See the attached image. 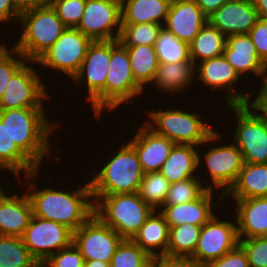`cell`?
<instances>
[{
    "instance_id": "obj_1",
    "label": "cell",
    "mask_w": 267,
    "mask_h": 267,
    "mask_svg": "<svg viewBox=\"0 0 267 267\" xmlns=\"http://www.w3.org/2000/svg\"><path fill=\"white\" fill-rule=\"evenodd\" d=\"M38 171L22 176L28 181L32 179L31 182L26 181L28 187L25 192L30 199L33 216L64 224L73 232L76 231L94 214L89 181L77 190L65 191L49 186L39 190L34 181Z\"/></svg>"
},
{
    "instance_id": "obj_2",
    "label": "cell",
    "mask_w": 267,
    "mask_h": 267,
    "mask_svg": "<svg viewBox=\"0 0 267 267\" xmlns=\"http://www.w3.org/2000/svg\"><path fill=\"white\" fill-rule=\"evenodd\" d=\"M44 110L45 108L0 110V119L6 123L10 138L39 169L52 147L49 137L59 127L58 121L47 120Z\"/></svg>"
},
{
    "instance_id": "obj_3",
    "label": "cell",
    "mask_w": 267,
    "mask_h": 267,
    "mask_svg": "<svg viewBox=\"0 0 267 267\" xmlns=\"http://www.w3.org/2000/svg\"><path fill=\"white\" fill-rule=\"evenodd\" d=\"M125 143L99 172L91 170L96 173L89 180L92 196L139 192L144 172L135 148L128 141Z\"/></svg>"
},
{
    "instance_id": "obj_4",
    "label": "cell",
    "mask_w": 267,
    "mask_h": 267,
    "mask_svg": "<svg viewBox=\"0 0 267 267\" xmlns=\"http://www.w3.org/2000/svg\"><path fill=\"white\" fill-rule=\"evenodd\" d=\"M149 118L144 123L156 134L167 137L175 144L203 146L221 140L222 136L212 129L198 113L167 108L162 111L147 112ZM202 119V120H201Z\"/></svg>"
},
{
    "instance_id": "obj_5",
    "label": "cell",
    "mask_w": 267,
    "mask_h": 267,
    "mask_svg": "<svg viewBox=\"0 0 267 267\" xmlns=\"http://www.w3.org/2000/svg\"><path fill=\"white\" fill-rule=\"evenodd\" d=\"M18 24L21 36L14 47L28 61H36L67 28L51 5L22 10Z\"/></svg>"
},
{
    "instance_id": "obj_6",
    "label": "cell",
    "mask_w": 267,
    "mask_h": 267,
    "mask_svg": "<svg viewBox=\"0 0 267 267\" xmlns=\"http://www.w3.org/2000/svg\"><path fill=\"white\" fill-rule=\"evenodd\" d=\"M94 214L123 239H132L154 209L139 192L92 196Z\"/></svg>"
},
{
    "instance_id": "obj_7",
    "label": "cell",
    "mask_w": 267,
    "mask_h": 267,
    "mask_svg": "<svg viewBox=\"0 0 267 267\" xmlns=\"http://www.w3.org/2000/svg\"><path fill=\"white\" fill-rule=\"evenodd\" d=\"M236 115L233 143L239 148L244 163L267 164V123L251 104L228 106Z\"/></svg>"
},
{
    "instance_id": "obj_8",
    "label": "cell",
    "mask_w": 267,
    "mask_h": 267,
    "mask_svg": "<svg viewBox=\"0 0 267 267\" xmlns=\"http://www.w3.org/2000/svg\"><path fill=\"white\" fill-rule=\"evenodd\" d=\"M111 60V40L93 41L87 50L80 69L71 79L87 85L86 99L91 103L95 119L101 118L105 110V83Z\"/></svg>"
},
{
    "instance_id": "obj_9",
    "label": "cell",
    "mask_w": 267,
    "mask_h": 267,
    "mask_svg": "<svg viewBox=\"0 0 267 267\" xmlns=\"http://www.w3.org/2000/svg\"><path fill=\"white\" fill-rule=\"evenodd\" d=\"M135 81L128 50L119 40H111V60L105 83V110H115L143 94Z\"/></svg>"
},
{
    "instance_id": "obj_10",
    "label": "cell",
    "mask_w": 267,
    "mask_h": 267,
    "mask_svg": "<svg viewBox=\"0 0 267 267\" xmlns=\"http://www.w3.org/2000/svg\"><path fill=\"white\" fill-rule=\"evenodd\" d=\"M93 41L76 28H66L62 35L35 61L67 75L68 79L80 69L89 45Z\"/></svg>"
},
{
    "instance_id": "obj_11",
    "label": "cell",
    "mask_w": 267,
    "mask_h": 267,
    "mask_svg": "<svg viewBox=\"0 0 267 267\" xmlns=\"http://www.w3.org/2000/svg\"><path fill=\"white\" fill-rule=\"evenodd\" d=\"M21 238L31 255L42 264L73 242V231L64 224L32 215Z\"/></svg>"
},
{
    "instance_id": "obj_12",
    "label": "cell",
    "mask_w": 267,
    "mask_h": 267,
    "mask_svg": "<svg viewBox=\"0 0 267 267\" xmlns=\"http://www.w3.org/2000/svg\"><path fill=\"white\" fill-rule=\"evenodd\" d=\"M28 63L36 62L27 60L13 74L0 100V110L45 107L43 101L48 100L49 94L41 81L43 78Z\"/></svg>"
},
{
    "instance_id": "obj_13",
    "label": "cell",
    "mask_w": 267,
    "mask_h": 267,
    "mask_svg": "<svg viewBox=\"0 0 267 267\" xmlns=\"http://www.w3.org/2000/svg\"><path fill=\"white\" fill-rule=\"evenodd\" d=\"M121 26V1L86 0L76 29L92 41H110L119 39Z\"/></svg>"
},
{
    "instance_id": "obj_14",
    "label": "cell",
    "mask_w": 267,
    "mask_h": 267,
    "mask_svg": "<svg viewBox=\"0 0 267 267\" xmlns=\"http://www.w3.org/2000/svg\"><path fill=\"white\" fill-rule=\"evenodd\" d=\"M122 240L113 228L95 214L73 232V244L82 254L84 261L98 259L111 262Z\"/></svg>"
},
{
    "instance_id": "obj_15",
    "label": "cell",
    "mask_w": 267,
    "mask_h": 267,
    "mask_svg": "<svg viewBox=\"0 0 267 267\" xmlns=\"http://www.w3.org/2000/svg\"><path fill=\"white\" fill-rule=\"evenodd\" d=\"M223 221L214 215L201 228L198 244L191 259L199 266L218 259L239 244L237 222ZM235 222V223H234Z\"/></svg>"
},
{
    "instance_id": "obj_16",
    "label": "cell",
    "mask_w": 267,
    "mask_h": 267,
    "mask_svg": "<svg viewBox=\"0 0 267 267\" xmlns=\"http://www.w3.org/2000/svg\"><path fill=\"white\" fill-rule=\"evenodd\" d=\"M195 72L199 73L195 76L200 79L202 85L210 86L211 91L227 88V95L224 97L226 105L250 103L252 96L249 92L235 90L241 76L223 55L199 62L195 65Z\"/></svg>"
},
{
    "instance_id": "obj_17",
    "label": "cell",
    "mask_w": 267,
    "mask_h": 267,
    "mask_svg": "<svg viewBox=\"0 0 267 267\" xmlns=\"http://www.w3.org/2000/svg\"><path fill=\"white\" fill-rule=\"evenodd\" d=\"M205 153L204 161L209 171V176L213 183L212 190L215 187L222 189L221 194H225L235 183L240 170L243 166L241 151L234 144L219 147L212 146Z\"/></svg>"
},
{
    "instance_id": "obj_18",
    "label": "cell",
    "mask_w": 267,
    "mask_h": 267,
    "mask_svg": "<svg viewBox=\"0 0 267 267\" xmlns=\"http://www.w3.org/2000/svg\"><path fill=\"white\" fill-rule=\"evenodd\" d=\"M258 20V12L252 0H228L207 17V22L226 37L248 34Z\"/></svg>"
},
{
    "instance_id": "obj_19",
    "label": "cell",
    "mask_w": 267,
    "mask_h": 267,
    "mask_svg": "<svg viewBox=\"0 0 267 267\" xmlns=\"http://www.w3.org/2000/svg\"><path fill=\"white\" fill-rule=\"evenodd\" d=\"M136 130L135 136L128 142L135 148L144 174L159 172L175 143L156 134L145 123Z\"/></svg>"
},
{
    "instance_id": "obj_20",
    "label": "cell",
    "mask_w": 267,
    "mask_h": 267,
    "mask_svg": "<svg viewBox=\"0 0 267 267\" xmlns=\"http://www.w3.org/2000/svg\"><path fill=\"white\" fill-rule=\"evenodd\" d=\"M214 194L212 189H207L198 199L176 205H163L159 211L165 217L169 227L187 223L203 226L215 215L212 209L217 208L224 201L221 194L213 205Z\"/></svg>"
},
{
    "instance_id": "obj_21",
    "label": "cell",
    "mask_w": 267,
    "mask_h": 267,
    "mask_svg": "<svg viewBox=\"0 0 267 267\" xmlns=\"http://www.w3.org/2000/svg\"><path fill=\"white\" fill-rule=\"evenodd\" d=\"M207 23L195 0H172L163 27L179 40L190 44Z\"/></svg>"
},
{
    "instance_id": "obj_22",
    "label": "cell",
    "mask_w": 267,
    "mask_h": 267,
    "mask_svg": "<svg viewBox=\"0 0 267 267\" xmlns=\"http://www.w3.org/2000/svg\"><path fill=\"white\" fill-rule=\"evenodd\" d=\"M223 56L240 76L252 73L261 78L262 83L267 76V65L259 58L248 34L227 36Z\"/></svg>"
},
{
    "instance_id": "obj_23",
    "label": "cell",
    "mask_w": 267,
    "mask_h": 267,
    "mask_svg": "<svg viewBox=\"0 0 267 267\" xmlns=\"http://www.w3.org/2000/svg\"><path fill=\"white\" fill-rule=\"evenodd\" d=\"M234 201L238 238L267 236V197L234 199Z\"/></svg>"
},
{
    "instance_id": "obj_24",
    "label": "cell",
    "mask_w": 267,
    "mask_h": 267,
    "mask_svg": "<svg viewBox=\"0 0 267 267\" xmlns=\"http://www.w3.org/2000/svg\"><path fill=\"white\" fill-rule=\"evenodd\" d=\"M32 205L26 192L0 194V235L22 236L32 217Z\"/></svg>"
},
{
    "instance_id": "obj_25",
    "label": "cell",
    "mask_w": 267,
    "mask_h": 267,
    "mask_svg": "<svg viewBox=\"0 0 267 267\" xmlns=\"http://www.w3.org/2000/svg\"><path fill=\"white\" fill-rule=\"evenodd\" d=\"M200 155L195 145L175 144L159 172L170 183L189 178H199L195 172L198 173L197 170L201 164L203 165V158Z\"/></svg>"
},
{
    "instance_id": "obj_26",
    "label": "cell",
    "mask_w": 267,
    "mask_h": 267,
    "mask_svg": "<svg viewBox=\"0 0 267 267\" xmlns=\"http://www.w3.org/2000/svg\"><path fill=\"white\" fill-rule=\"evenodd\" d=\"M131 240L151 257L167 256L169 226L163 214L154 210Z\"/></svg>"
},
{
    "instance_id": "obj_27",
    "label": "cell",
    "mask_w": 267,
    "mask_h": 267,
    "mask_svg": "<svg viewBox=\"0 0 267 267\" xmlns=\"http://www.w3.org/2000/svg\"><path fill=\"white\" fill-rule=\"evenodd\" d=\"M267 197V164L243 163L235 183L223 195L224 200Z\"/></svg>"
},
{
    "instance_id": "obj_28",
    "label": "cell",
    "mask_w": 267,
    "mask_h": 267,
    "mask_svg": "<svg viewBox=\"0 0 267 267\" xmlns=\"http://www.w3.org/2000/svg\"><path fill=\"white\" fill-rule=\"evenodd\" d=\"M195 63L191 61L175 63H159L155 77L152 81L159 90L174 95L184 92L194 82Z\"/></svg>"
},
{
    "instance_id": "obj_29",
    "label": "cell",
    "mask_w": 267,
    "mask_h": 267,
    "mask_svg": "<svg viewBox=\"0 0 267 267\" xmlns=\"http://www.w3.org/2000/svg\"><path fill=\"white\" fill-rule=\"evenodd\" d=\"M172 0H123L122 24L156 23L163 25Z\"/></svg>"
},
{
    "instance_id": "obj_30",
    "label": "cell",
    "mask_w": 267,
    "mask_h": 267,
    "mask_svg": "<svg viewBox=\"0 0 267 267\" xmlns=\"http://www.w3.org/2000/svg\"><path fill=\"white\" fill-rule=\"evenodd\" d=\"M0 166L17 178L37 171L39 168L18 148L10 138L6 123L0 119ZM19 176V177H18Z\"/></svg>"
},
{
    "instance_id": "obj_31",
    "label": "cell",
    "mask_w": 267,
    "mask_h": 267,
    "mask_svg": "<svg viewBox=\"0 0 267 267\" xmlns=\"http://www.w3.org/2000/svg\"><path fill=\"white\" fill-rule=\"evenodd\" d=\"M226 36L208 22L189 44L190 59L196 64L223 55Z\"/></svg>"
},
{
    "instance_id": "obj_32",
    "label": "cell",
    "mask_w": 267,
    "mask_h": 267,
    "mask_svg": "<svg viewBox=\"0 0 267 267\" xmlns=\"http://www.w3.org/2000/svg\"><path fill=\"white\" fill-rule=\"evenodd\" d=\"M128 50L130 65L135 81L143 88L152 84L158 68V59L154 46H124Z\"/></svg>"
},
{
    "instance_id": "obj_33",
    "label": "cell",
    "mask_w": 267,
    "mask_h": 267,
    "mask_svg": "<svg viewBox=\"0 0 267 267\" xmlns=\"http://www.w3.org/2000/svg\"><path fill=\"white\" fill-rule=\"evenodd\" d=\"M202 226L182 224L169 227L168 257L191 258L198 244Z\"/></svg>"
},
{
    "instance_id": "obj_34",
    "label": "cell",
    "mask_w": 267,
    "mask_h": 267,
    "mask_svg": "<svg viewBox=\"0 0 267 267\" xmlns=\"http://www.w3.org/2000/svg\"><path fill=\"white\" fill-rule=\"evenodd\" d=\"M0 267H40L20 236L0 235Z\"/></svg>"
},
{
    "instance_id": "obj_35",
    "label": "cell",
    "mask_w": 267,
    "mask_h": 267,
    "mask_svg": "<svg viewBox=\"0 0 267 267\" xmlns=\"http://www.w3.org/2000/svg\"><path fill=\"white\" fill-rule=\"evenodd\" d=\"M154 47L159 63L191 61L189 44L179 40L164 27L160 30Z\"/></svg>"
},
{
    "instance_id": "obj_36",
    "label": "cell",
    "mask_w": 267,
    "mask_h": 267,
    "mask_svg": "<svg viewBox=\"0 0 267 267\" xmlns=\"http://www.w3.org/2000/svg\"><path fill=\"white\" fill-rule=\"evenodd\" d=\"M170 184L160 172L146 173L141 181L140 197L154 210H159L166 200Z\"/></svg>"
},
{
    "instance_id": "obj_37",
    "label": "cell",
    "mask_w": 267,
    "mask_h": 267,
    "mask_svg": "<svg viewBox=\"0 0 267 267\" xmlns=\"http://www.w3.org/2000/svg\"><path fill=\"white\" fill-rule=\"evenodd\" d=\"M162 27L156 23L122 24L118 40L123 46H154Z\"/></svg>"
},
{
    "instance_id": "obj_38",
    "label": "cell",
    "mask_w": 267,
    "mask_h": 267,
    "mask_svg": "<svg viewBox=\"0 0 267 267\" xmlns=\"http://www.w3.org/2000/svg\"><path fill=\"white\" fill-rule=\"evenodd\" d=\"M212 185H204L200 178H189L170 184L166 200L163 205H176L198 199Z\"/></svg>"
},
{
    "instance_id": "obj_39",
    "label": "cell",
    "mask_w": 267,
    "mask_h": 267,
    "mask_svg": "<svg viewBox=\"0 0 267 267\" xmlns=\"http://www.w3.org/2000/svg\"><path fill=\"white\" fill-rule=\"evenodd\" d=\"M152 257L131 239H123L117 246L110 267H145Z\"/></svg>"
},
{
    "instance_id": "obj_40",
    "label": "cell",
    "mask_w": 267,
    "mask_h": 267,
    "mask_svg": "<svg viewBox=\"0 0 267 267\" xmlns=\"http://www.w3.org/2000/svg\"><path fill=\"white\" fill-rule=\"evenodd\" d=\"M8 47L0 43V100L13 74L27 61L14 46Z\"/></svg>"
},
{
    "instance_id": "obj_41",
    "label": "cell",
    "mask_w": 267,
    "mask_h": 267,
    "mask_svg": "<svg viewBox=\"0 0 267 267\" xmlns=\"http://www.w3.org/2000/svg\"><path fill=\"white\" fill-rule=\"evenodd\" d=\"M86 0H51L50 5L68 28H76L81 21Z\"/></svg>"
},
{
    "instance_id": "obj_42",
    "label": "cell",
    "mask_w": 267,
    "mask_h": 267,
    "mask_svg": "<svg viewBox=\"0 0 267 267\" xmlns=\"http://www.w3.org/2000/svg\"><path fill=\"white\" fill-rule=\"evenodd\" d=\"M247 255L249 267H267V236L239 239Z\"/></svg>"
},
{
    "instance_id": "obj_43",
    "label": "cell",
    "mask_w": 267,
    "mask_h": 267,
    "mask_svg": "<svg viewBox=\"0 0 267 267\" xmlns=\"http://www.w3.org/2000/svg\"><path fill=\"white\" fill-rule=\"evenodd\" d=\"M40 267H84V258L73 242L49 256Z\"/></svg>"
},
{
    "instance_id": "obj_44",
    "label": "cell",
    "mask_w": 267,
    "mask_h": 267,
    "mask_svg": "<svg viewBox=\"0 0 267 267\" xmlns=\"http://www.w3.org/2000/svg\"><path fill=\"white\" fill-rule=\"evenodd\" d=\"M201 267H249V263L245 251L238 244L224 256L208 261Z\"/></svg>"
},
{
    "instance_id": "obj_45",
    "label": "cell",
    "mask_w": 267,
    "mask_h": 267,
    "mask_svg": "<svg viewBox=\"0 0 267 267\" xmlns=\"http://www.w3.org/2000/svg\"><path fill=\"white\" fill-rule=\"evenodd\" d=\"M259 58L267 65V20L259 19L248 32Z\"/></svg>"
},
{
    "instance_id": "obj_46",
    "label": "cell",
    "mask_w": 267,
    "mask_h": 267,
    "mask_svg": "<svg viewBox=\"0 0 267 267\" xmlns=\"http://www.w3.org/2000/svg\"><path fill=\"white\" fill-rule=\"evenodd\" d=\"M21 10L14 0H0V22L5 24L15 22L18 23L20 19ZM13 20V21H12ZM15 20V21H14Z\"/></svg>"
},
{
    "instance_id": "obj_47",
    "label": "cell",
    "mask_w": 267,
    "mask_h": 267,
    "mask_svg": "<svg viewBox=\"0 0 267 267\" xmlns=\"http://www.w3.org/2000/svg\"><path fill=\"white\" fill-rule=\"evenodd\" d=\"M154 267H201L191 258L156 256L153 257Z\"/></svg>"
},
{
    "instance_id": "obj_48",
    "label": "cell",
    "mask_w": 267,
    "mask_h": 267,
    "mask_svg": "<svg viewBox=\"0 0 267 267\" xmlns=\"http://www.w3.org/2000/svg\"><path fill=\"white\" fill-rule=\"evenodd\" d=\"M200 7L202 13L209 17L213 12L217 11L228 0H195Z\"/></svg>"
},
{
    "instance_id": "obj_49",
    "label": "cell",
    "mask_w": 267,
    "mask_h": 267,
    "mask_svg": "<svg viewBox=\"0 0 267 267\" xmlns=\"http://www.w3.org/2000/svg\"><path fill=\"white\" fill-rule=\"evenodd\" d=\"M19 9L25 10L33 7H40L50 5L51 0H14Z\"/></svg>"
},
{
    "instance_id": "obj_50",
    "label": "cell",
    "mask_w": 267,
    "mask_h": 267,
    "mask_svg": "<svg viewBox=\"0 0 267 267\" xmlns=\"http://www.w3.org/2000/svg\"><path fill=\"white\" fill-rule=\"evenodd\" d=\"M250 103L259 111L267 123V101L258 93Z\"/></svg>"
},
{
    "instance_id": "obj_51",
    "label": "cell",
    "mask_w": 267,
    "mask_h": 267,
    "mask_svg": "<svg viewBox=\"0 0 267 267\" xmlns=\"http://www.w3.org/2000/svg\"><path fill=\"white\" fill-rule=\"evenodd\" d=\"M252 2L258 12L259 19L267 20V0H252Z\"/></svg>"
},
{
    "instance_id": "obj_52",
    "label": "cell",
    "mask_w": 267,
    "mask_h": 267,
    "mask_svg": "<svg viewBox=\"0 0 267 267\" xmlns=\"http://www.w3.org/2000/svg\"><path fill=\"white\" fill-rule=\"evenodd\" d=\"M84 267H110V262H104L102 260H89L84 261Z\"/></svg>"
},
{
    "instance_id": "obj_53",
    "label": "cell",
    "mask_w": 267,
    "mask_h": 267,
    "mask_svg": "<svg viewBox=\"0 0 267 267\" xmlns=\"http://www.w3.org/2000/svg\"><path fill=\"white\" fill-rule=\"evenodd\" d=\"M261 89L258 93L267 101V76L264 78L263 83H261Z\"/></svg>"
},
{
    "instance_id": "obj_54",
    "label": "cell",
    "mask_w": 267,
    "mask_h": 267,
    "mask_svg": "<svg viewBox=\"0 0 267 267\" xmlns=\"http://www.w3.org/2000/svg\"><path fill=\"white\" fill-rule=\"evenodd\" d=\"M145 267H154L153 257L152 260Z\"/></svg>"
},
{
    "instance_id": "obj_55",
    "label": "cell",
    "mask_w": 267,
    "mask_h": 267,
    "mask_svg": "<svg viewBox=\"0 0 267 267\" xmlns=\"http://www.w3.org/2000/svg\"><path fill=\"white\" fill-rule=\"evenodd\" d=\"M4 171V169L0 166V171ZM5 190L1 187V185H0V194H2L3 192H4Z\"/></svg>"
}]
</instances>
